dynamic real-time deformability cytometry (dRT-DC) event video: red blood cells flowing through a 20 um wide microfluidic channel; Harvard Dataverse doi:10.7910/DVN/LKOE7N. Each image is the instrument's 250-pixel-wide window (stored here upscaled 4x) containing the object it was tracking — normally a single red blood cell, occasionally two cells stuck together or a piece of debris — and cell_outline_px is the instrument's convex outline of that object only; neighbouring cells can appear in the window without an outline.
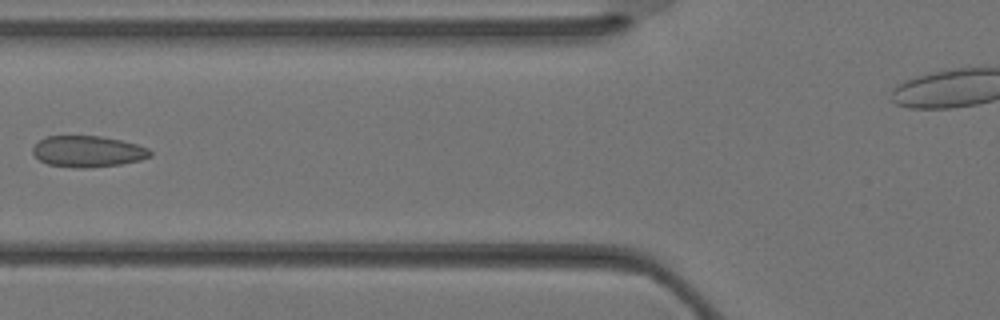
{"species": "Egyptian fruit bat (a non-hibernating species)", "species_latin": "Rousettus aegyptiacus", "temperature_condition": "warm", "stored_images_in_passage": 36, "camera_frame_rate_fps": 3000, "um_per_image_px": 0.085, "animal": {"sex": "female"}, "frame": {"image": 1, "passage_image": 13, "time_ms": 4.0, "image_size_px": [1000, 320], "cell_outline_px": [[152, 156], [140, 160], [120, 164], [84, 168], [80, 168], [48, 164], [40, 160], [32, 152], [32, 148], [40, 140], [48, 136], [100, 136], [120, 140], [136, 144], [148, 148], [152, 152]], "centroid_in_image_um": [7.48, 12.87], "position_along_channel_um": 118.3, "area_um2": 21.15}}
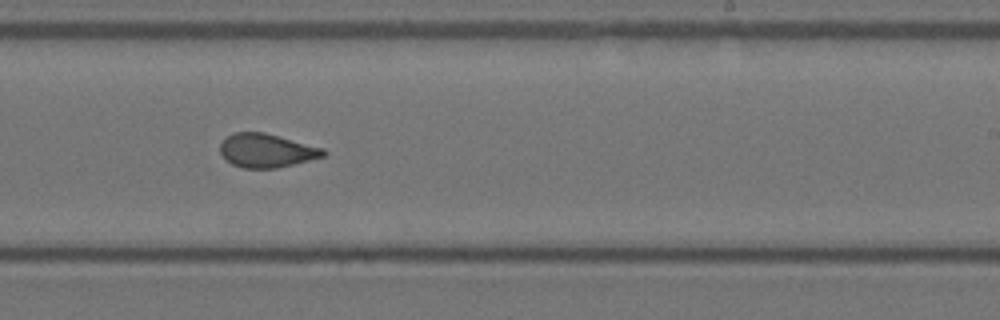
{"frame": {"image": 2, "passage_image": 21, "time_ms": 6.667, "image_size_px": [1000, 320], "cell_outline_px": [[328, 152], [324, 156], [276, 168], [244, 168], [232, 164], [220, 152], [220, 144], [224, 136], [232, 132], [264, 132], [324, 148]], "centroid_in_image_um": [22.63, 12.78], "position_along_channel_um": 266.4, "area_um2": 20.23}}
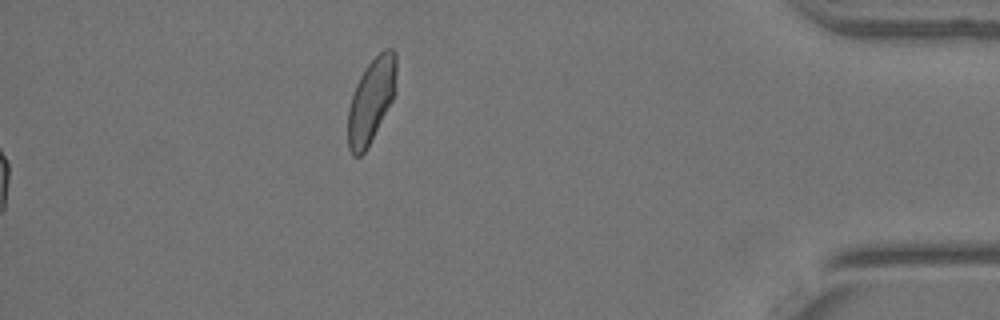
{"frame": {"image": 3, "passage_image": 36, "time_ms": 11.667, "image_size_px": [1000, 320], "cell_outline_px": [[396, 92], [368, 148], [360, 156], [352, 156], [348, 148], [348, 108], [356, 84], [360, 76], [368, 64], [384, 48], [392, 48], [396, 52]], "centroid_in_image_um": [31.56, 8.55], "position_along_channel_um": 403.6, "area_um2": 23.87}}